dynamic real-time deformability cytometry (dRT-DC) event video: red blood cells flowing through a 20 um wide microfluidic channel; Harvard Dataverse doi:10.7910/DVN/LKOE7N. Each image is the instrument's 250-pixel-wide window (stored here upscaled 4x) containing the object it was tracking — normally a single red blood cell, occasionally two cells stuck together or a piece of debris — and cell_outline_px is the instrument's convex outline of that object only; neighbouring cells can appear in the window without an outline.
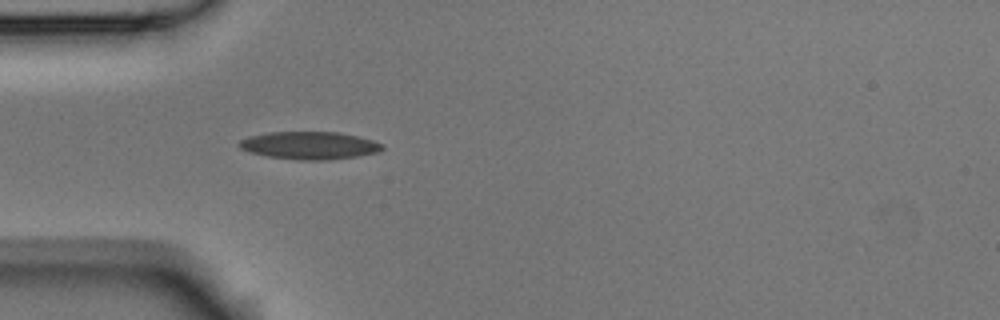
{"species": "Egyptian fruit bat (a non-hibernating species)", "species_latin": "Rousettus aegyptiacus", "temperature_condition": "room temperature", "stored_images_in_passage": 1, "camera_frame_rate_fps": 3000, "um_per_image_px": 0.085, "animal": {"sex": "male"}, "frame": {"image": 1, "passage_image": 1, "time_ms": 0.0, "image_size_px": [1000, 320], "cell_outline_px": [[384, 148], [376, 152], [356, 156], [328, 160], [300, 160], [268, 156], [252, 152], [240, 148], [236, 144], [240, 140], [248, 136], [268, 132], [340, 132], [360, 136], [384, 144]], "centroid_in_image_um": [26.31, 12.35], "position_along_channel_um": 58.7, "area_um2": 23.06}}